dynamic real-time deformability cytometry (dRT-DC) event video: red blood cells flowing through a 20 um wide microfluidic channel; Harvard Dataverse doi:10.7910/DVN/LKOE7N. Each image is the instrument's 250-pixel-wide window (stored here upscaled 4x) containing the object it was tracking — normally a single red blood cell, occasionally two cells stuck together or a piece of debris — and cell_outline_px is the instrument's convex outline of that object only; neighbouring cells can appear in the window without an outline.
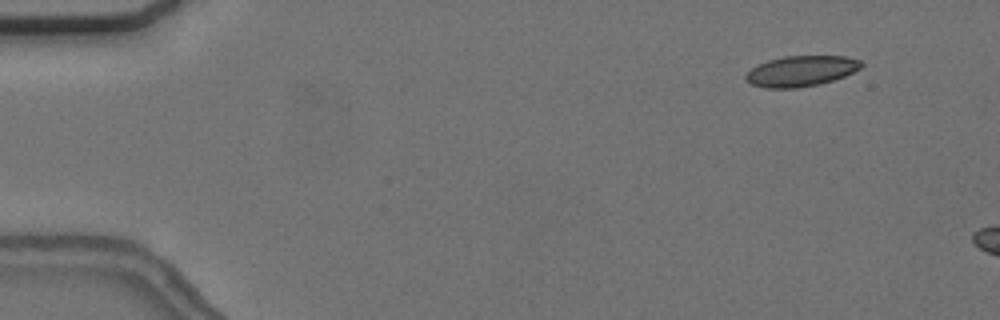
{"species": "common noctule bat (a hibernating species)", "species_latin": "Nyctalus noctula", "temperature_condition": "cold", "stored_images_in_passage": 4, "camera_frame_rate_fps": 3000, "um_per_image_px": 0.085, "animal": {"sex": "female", "body_mass_g": 24.6, "forearm_length_mm": 56.2}, "frame": {"image": 1, "passage_image": 2, "time_ms": 1.333, "image_size_px": [1000, 320], "cell_outline_px": [[864, 64], [860, 68], [844, 76], [820, 84], [796, 88], [764, 88], [752, 84], [744, 80], [744, 76], [752, 68], [768, 60], [784, 56], [844, 56], [860, 60]], "centroid_in_image_um": [68.07, 6.04], "position_along_channel_um": 16.9, "area_um2": 20.52}}